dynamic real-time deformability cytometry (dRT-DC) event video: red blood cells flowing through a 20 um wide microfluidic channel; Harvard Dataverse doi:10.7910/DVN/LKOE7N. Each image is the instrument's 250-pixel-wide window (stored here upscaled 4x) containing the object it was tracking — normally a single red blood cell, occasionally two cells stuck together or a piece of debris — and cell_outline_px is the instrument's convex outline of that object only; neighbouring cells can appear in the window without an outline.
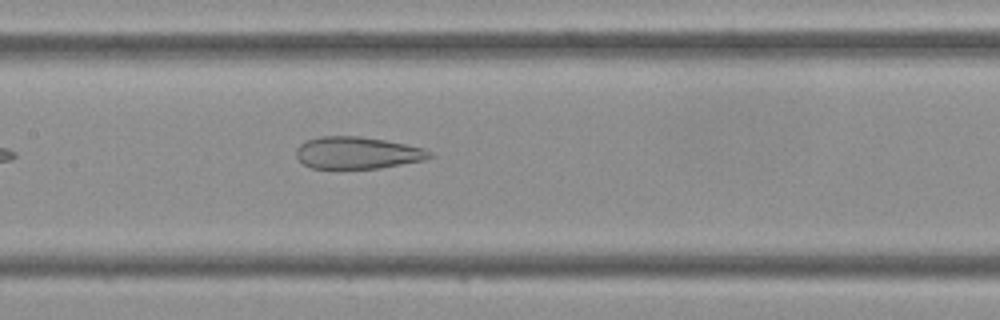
{"species": "Egyptian fruit bat (a non-hibernating species)", "species_latin": "Rousettus aegyptiacus", "temperature_condition": "cold", "stored_images_in_passage": 6, "camera_frame_rate_fps": 3000, "um_per_image_px": 0.085, "frame": {"image": 1, "passage_image": 6, "time_ms": 1.667, "image_size_px": [1000, 320], "cell_outline_px": [[432, 156], [424, 160], [380, 168], [312, 168], [304, 164], [296, 156], [296, 148], [300, 144], [308, 140], [320, 136], [360, 136], [384, 140], [424, 148], [432, 152]], "centroid_in_image_um": [30.37, 12.99], "position_along_channel_um": 177.0, "area_um2": 24.74}}